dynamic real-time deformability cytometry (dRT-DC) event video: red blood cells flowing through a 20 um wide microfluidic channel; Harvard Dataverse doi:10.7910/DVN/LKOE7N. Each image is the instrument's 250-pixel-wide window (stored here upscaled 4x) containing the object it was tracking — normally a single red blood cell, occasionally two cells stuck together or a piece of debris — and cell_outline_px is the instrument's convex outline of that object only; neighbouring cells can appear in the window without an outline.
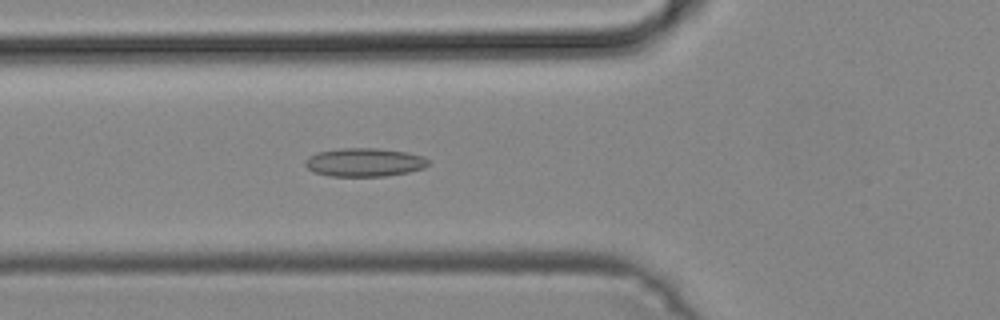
{"species": "common noctule bat (a hibernating species)", "species_latin": "Nyctalus noctula", "temperature_condition": "cold", "stored_images_in_passage": 36, "camera_frame_rate_fps": 3000, "um_per_image_px": 0.085, "animal": {"sex": "male", "body_mass_g": 19.2, "forearm_length_mm": 51.8}, "frame": {"image": 1, "passage_image": 10, "time_ms": 3.0, "image_size_px": [1000, 320], "cell_outline_px": [[428, 164], [424, 168], [408, 172], [384, 176], [328, 176], [312, 172], [304, 164], [304, 160], [308, 156], [316, 152], [340, 148], [376, 148], [408, 152], [424, 156], [428, 160]], "centroid_in_image_um": [30.94, 13.79], "position_along_channel_um": 94.9, "area_um2": 20.63}}
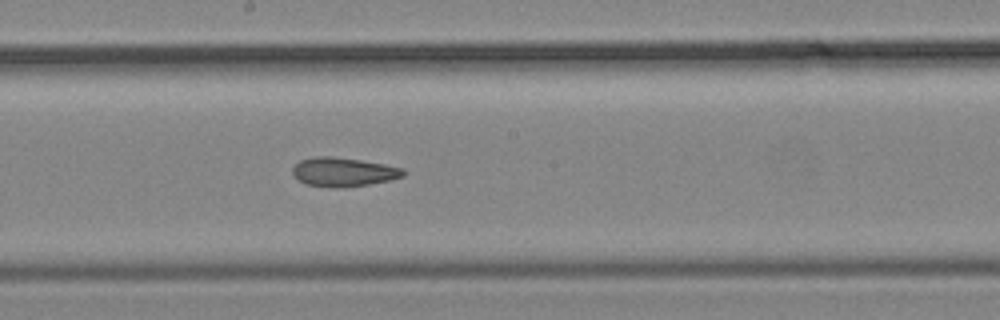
{"frame": {"image": 2, "passage_image": 19, "time_ms": 6.0, "image_size_px": [1000, 320], "cell_outline_px": [[404, 176], [388, 180], [368, 184], [344, 188], [332, 188], [304, 184], [292, 172], [292, 168], [300, 160], [312, 156], [332, 156], [360, 160], [384, 164], [404, 168]], "centroid_in_image_um": [29.16, 14.62], "position_along_channel_um": 219.0, "area_um2": 18.73}}
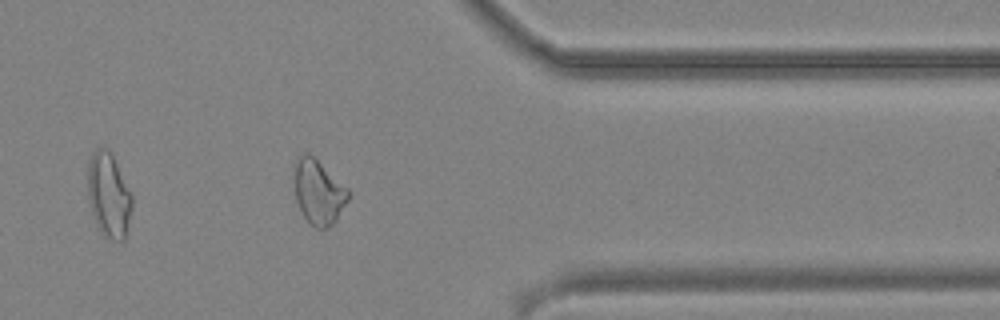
{"frame": {"image": 3, "passage_image": 32, "time_ms": 10.333, "image_size_px": [1000, 320], "cell_outline_px": [[348, 200], [336, 220], [332, 224], [324, 228], [316, 228], [304, 216], [296, 200], [296, 156], [300, 152], [308, 152], [348, 188]], "centroid_in_image_um": [27.08, 16.3], "position_along_channel_um": 384.3, "area_um2": 19.77}}